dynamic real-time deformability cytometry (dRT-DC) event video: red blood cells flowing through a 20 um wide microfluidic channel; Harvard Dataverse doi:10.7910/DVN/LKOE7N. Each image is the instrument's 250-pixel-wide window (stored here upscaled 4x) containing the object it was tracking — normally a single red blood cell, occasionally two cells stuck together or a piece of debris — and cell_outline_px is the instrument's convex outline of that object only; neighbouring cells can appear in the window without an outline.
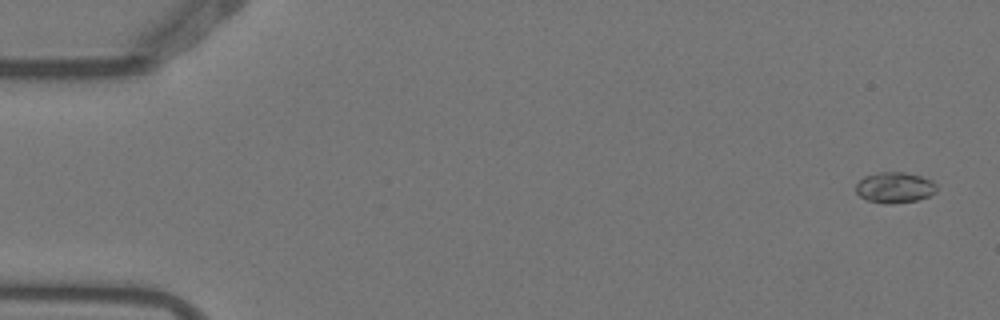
{"species": "Egyptian fruit bat (a non-hibernating species)", "species_latin": "Rousettus aegyptiacus", "temperature_condition": "warm", "stored_images_in_passage": 6, "camera_frame_rate_fps": 3000, "um_per_image_px": 0.085, "animal": {"sex": "female"}, "frame": {"image": 1, "passage_image": 1, "time_ms": 0.0, "image_size_px": [1000, 320], "cell_outline_px": [[936, 192], [928, 196], [916, 200], [888, 204], [884, 204], [868, 200], [860, 196], [856, 192], [856, 184], [864, 176], [880, 172], [904, 172], [920, 176], [932, 180], [936, 184]], "centroid_in_image_um": [76.04, 15.93], "position_along_channel_um": 9.0, "area_um2": 14.39}}
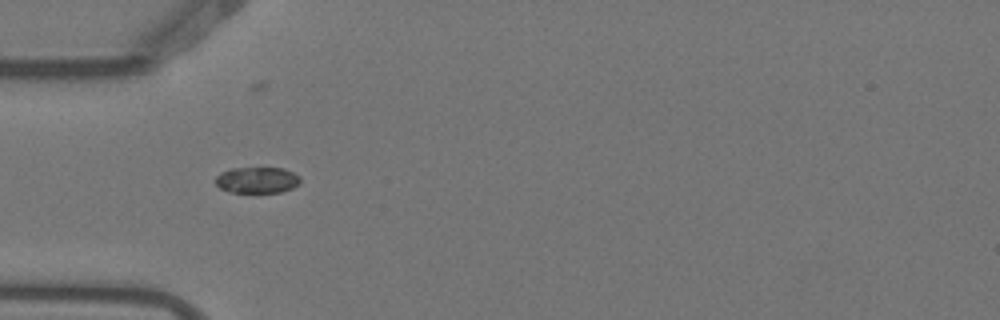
{"frame": {"image": 2, "passage_image": 4, "time_ms": 1.0, "image_size_px": [1000, 320], "cell_outline_px": [[300, 184], [292, 188], [280, 192], [232, 192], [220, 188], [216, 184], [216, 176], [220, 172], [232, 168], [284, 168], [300, 176]], "centroid_in_image_um": [21.87, 15.3], "position_along_channel_um": 63.1, "area_um2": 12.89}}
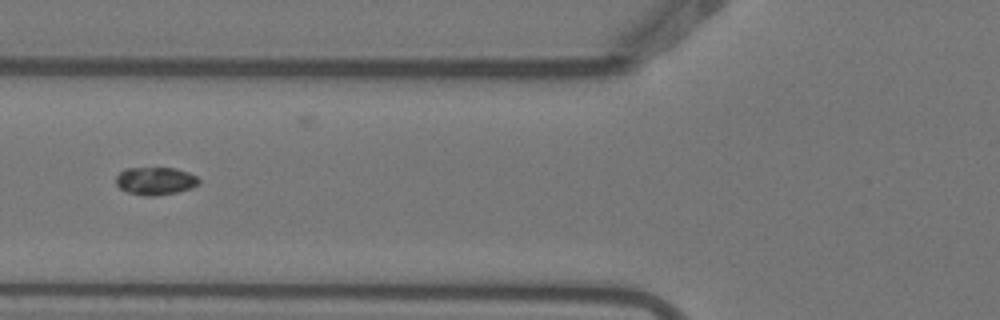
{"frame": {"image": 3, "passage_image": 5, "time_ms": 1.333, "image_size_px": [1000, 320], "cell_outline_px": [[200, 184], [192, 188], [176, 192], [152, 196], [144, 196], [128, 192], [120, 188], [116, 184], [116, 176], [124, 168], [176, 168], [188, 172], [196, 176], [200, 180]], "centroid_in_image_um": [13.22, 15.37], "position_along_channel_um": 112.6, "area_um2": 13.47}}